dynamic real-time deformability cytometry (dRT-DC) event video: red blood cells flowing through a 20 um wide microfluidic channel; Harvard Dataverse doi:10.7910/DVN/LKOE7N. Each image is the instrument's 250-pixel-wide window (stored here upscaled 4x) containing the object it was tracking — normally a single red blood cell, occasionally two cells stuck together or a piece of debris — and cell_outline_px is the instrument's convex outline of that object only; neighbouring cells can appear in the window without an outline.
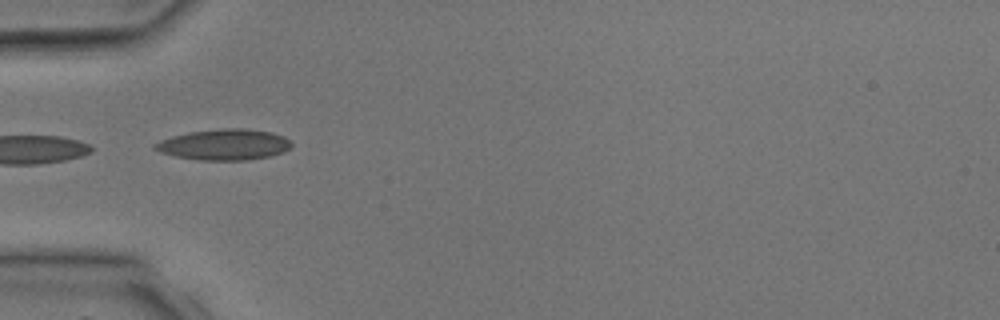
{"species": "common noctule bat (a hibernating species)", "species_latin": "Nyctalus noctula", "temperature_condition": "room temperature", "stored_images_in_passage": 1, "camera_frame_rate_fps": 3000, "um_per_image_px": 0.085, "animal": {"sex": "male", "body_mass_g": 17.9, "forearm_length_mm": 54.2}, "frame": {"image": 1, "passage_image": 1, "time_ms": 0.0, "image_size_px": [1000, 320], "cell_outline_px": [[292, 144], [284, 152], [268, 156], [244, 160], [200, 160], [176, 156], [160, 152], [152, 148], [152, 144], [160, 140], [172, 136], [188, 132], [220, 128], [244, 128], [272, 132], [284, 136], [292, 140]], "centroid_in_image_um": [19.05, 12.28], "position_along_channel_um": 66.0, "area_um2": 24.68}}